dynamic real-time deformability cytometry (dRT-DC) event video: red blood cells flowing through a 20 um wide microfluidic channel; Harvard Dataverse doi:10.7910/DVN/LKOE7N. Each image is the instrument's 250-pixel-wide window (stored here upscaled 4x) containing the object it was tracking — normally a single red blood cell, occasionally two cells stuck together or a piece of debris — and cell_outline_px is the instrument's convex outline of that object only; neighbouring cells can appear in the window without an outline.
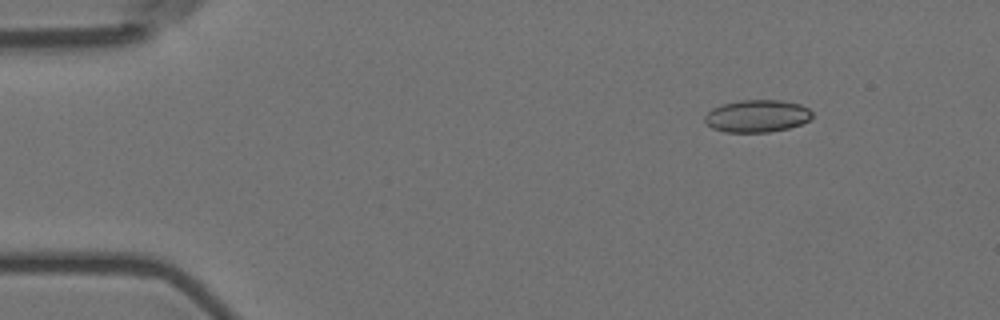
{"species": "Egyptian fruit bat (a non-hibernating species)", "species_latin": "Rousettus aegyptiacus", "temperature_condition": "room temperature", "stored_images_in_passage": 3, "camera_frame_rate_fps": 3000, "um_per_image_px": 0.085, "animal": {"sex": "female"}, "frame": {"image": 1, "passage_image": 1, "time_ms": 0.0, "image_size_px": [1000, 320], "cell_outline_px": [[812, 116], [808, 120], [800, 124], [788, 128], [768, 132], [724, 132], [712, 128], [704, 120], [704, 116], [712, 108], [720, 104], [740, 100], [780, 100], [800, 104], [808, 108], [812, 112]], "centroid_in_image_um": [64.32, 9.85], "position_along_channel_um": 20.7, "area_um2": 20.29}}